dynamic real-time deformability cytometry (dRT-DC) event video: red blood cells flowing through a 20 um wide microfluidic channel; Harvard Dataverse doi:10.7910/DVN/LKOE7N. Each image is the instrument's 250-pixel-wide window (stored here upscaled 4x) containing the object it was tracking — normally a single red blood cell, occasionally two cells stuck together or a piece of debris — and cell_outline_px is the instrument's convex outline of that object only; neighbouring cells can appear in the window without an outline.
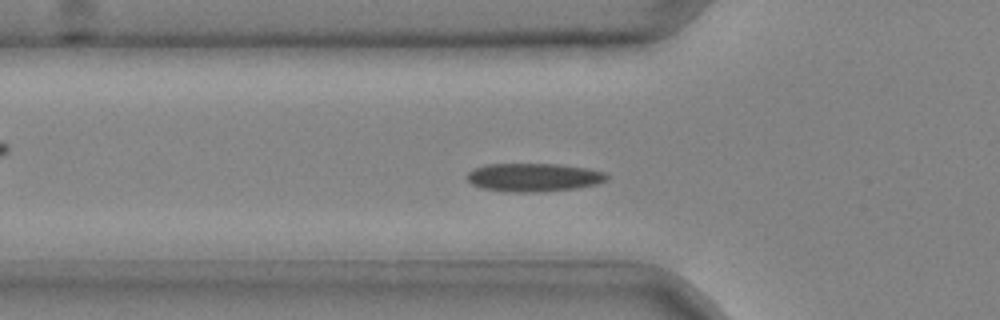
{"species": "common noctule bat (a hibernating species)", "species_latin": "Nyctalus noctula", "temperature_condition": "cold", "stored_images_in_passage": 50, "camera_frame_rate_fps": 3000, "um_per_image_px": 0.085, "animal": {"sex": "male", "body_mass_g": 20.4}, "frame": {"image": 1, "passage_image": 13, "time_ms": 4.0, "image_size_px": [1000, 320], "cell_outline_px": [[608, 180], [596, 184], [576, 188], [532, 192], [512, 192], [480, 188], [472, 184], [464, 176], [468, 172], [476, 168], [488, 164], [560, 164], [588, 168], [604, 172], [608, 176]], "centroid_in_image_um": [45.35, 15.07], "position_along_channel_um": 80.4, "area_um2": 23.06}}
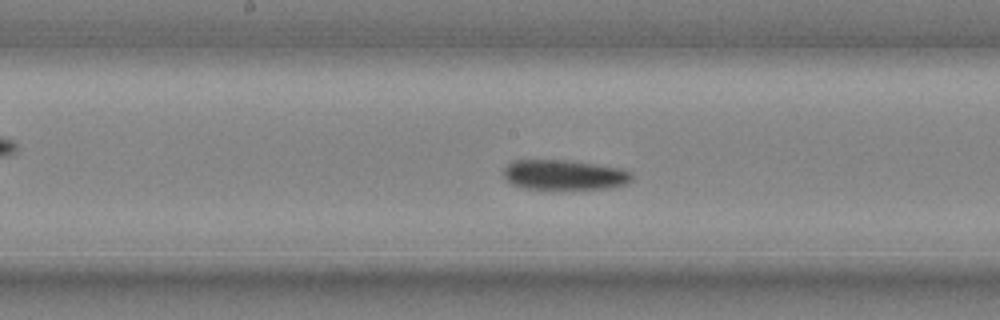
{"frame": {"image": 2, "passage_image": 21, "time_ms": 6.667, "image_size_px": [1000, 320], "cell_outline_px": [[632, 180], [628, 184], [612, 188], [524, 188], [512, 184], [504, 176], [504, 168], [512, 160], [568, 160], [596, 164], [620, 168], [632, 172]], "centroid_in_image_um": [48.0, 14.85], "position_along_channel_um": 200.2, "area_um2": 22.31}}
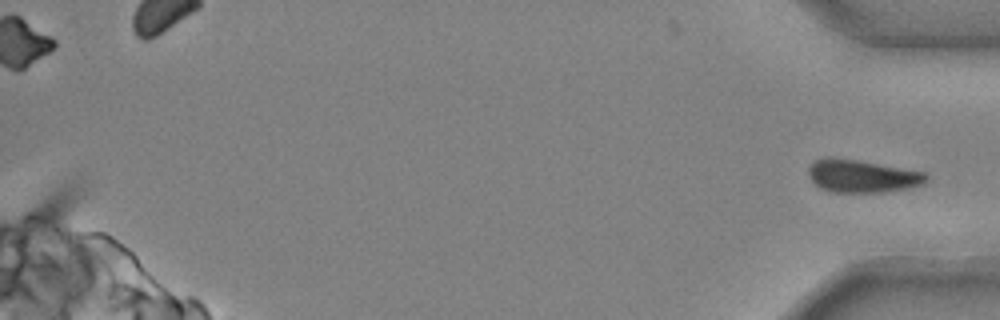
{"frame": {"image": 3, "passage_image": 50, "time_ms": 16.333, "image_size_px": [1000, 320], "cell_outline_px": [[928, 180], [924, 184], [908, 188], [880, 192], [832, 192], [820, 188], [808, 176], [808, 168], [816, 160], [824, 156], [832, 156], [856, 160], [924, 172], [928, 176]], "centroid_in_image_um": [73.25, 14.96], "position_along_channel_um": 362.0, "area_um2": 22.43}}